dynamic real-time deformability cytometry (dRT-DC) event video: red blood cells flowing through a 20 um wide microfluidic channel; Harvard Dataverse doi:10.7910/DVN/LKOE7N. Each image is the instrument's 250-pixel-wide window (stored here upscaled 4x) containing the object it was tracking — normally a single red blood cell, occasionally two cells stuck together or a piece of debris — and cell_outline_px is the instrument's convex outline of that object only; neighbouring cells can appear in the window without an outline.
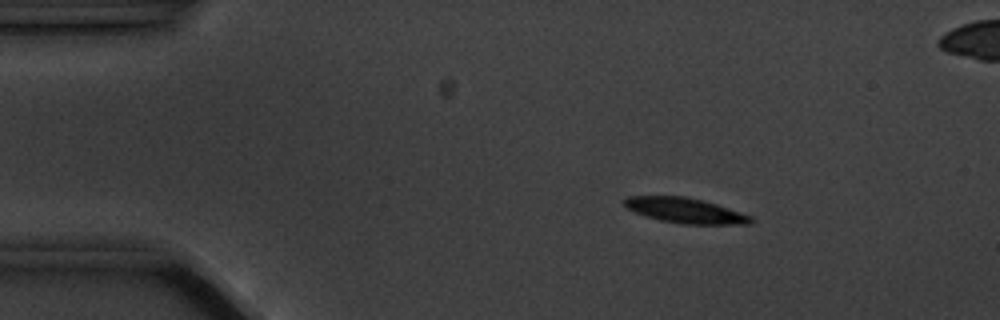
{"species": "common noctule bat (a hibernating species)", "species_latin": "Nyctalus noctula", "temperature_condition": "cold", "stored_images_in_passage": 5, "camera_frame_rate_fps": 3000, "um_per_image_px": 0.085, "animal": {"sex": "male", "body_mass_g": 20.1, "forearm_length_mm": 53.5}, "frame": {"image": 1, "passage_image": 2, "time_ms": 2.0, "image_size_px": [1000, 320], "cell_outline_px": [[752, 224], [680, 224], [660, 220], [636, 212], [628, 208], [624, 204], [624, 200], [628, 196], [684, 196], [716, 204], [752, 216]], "centroid_in_image_um": [58.26, 17.9], "position_along_channel_um": 26.7, "area_um2": 18.26}}